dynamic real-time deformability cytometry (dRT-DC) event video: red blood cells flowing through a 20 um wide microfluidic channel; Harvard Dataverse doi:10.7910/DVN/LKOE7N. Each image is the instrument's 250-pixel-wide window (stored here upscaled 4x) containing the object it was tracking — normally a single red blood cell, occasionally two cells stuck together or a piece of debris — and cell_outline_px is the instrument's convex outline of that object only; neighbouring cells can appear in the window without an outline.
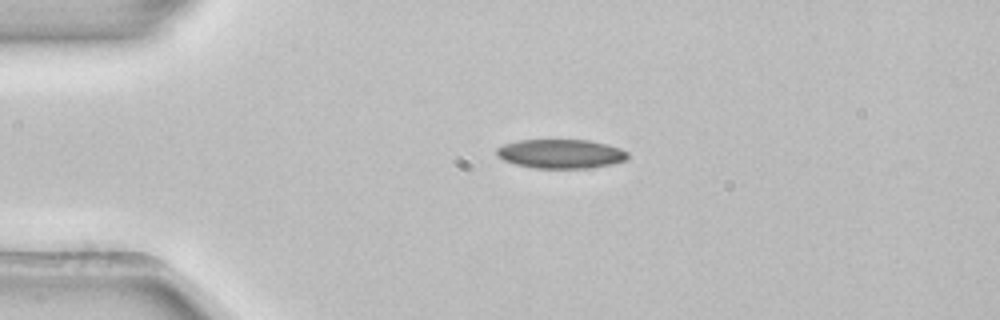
{"species": "common noctule bat (a hibernating species)", "species_latin": "Nyctalus noctula", "temperature_condition": "room temperature", "stored_images_in_passage": 3, "camera_frame_rate_fps": 3000, "um_per_image_px": 0.085, "animal": {"sex": "female", "body_mass_g": 22.7, "forearm_length_mm": 54.2}, "frame": {"image": 1, "passage_image": 2, "time_ms": 0.333, "image_size_px": [1000, 320], "cell_outline_px": [[628, 156], [624, 160], [612, 164], [588, 168], [536, 168], [516, 164], [504, 160], [496, 156], [496, 148], [504, 144], [516, 140], [588, 140], [608, 144], [620, 148], [628, 152]], "centroid_in_image_um": [47.65, 13.06], "position_along_channel_um": 37.4, "area_um2": 22.25}}